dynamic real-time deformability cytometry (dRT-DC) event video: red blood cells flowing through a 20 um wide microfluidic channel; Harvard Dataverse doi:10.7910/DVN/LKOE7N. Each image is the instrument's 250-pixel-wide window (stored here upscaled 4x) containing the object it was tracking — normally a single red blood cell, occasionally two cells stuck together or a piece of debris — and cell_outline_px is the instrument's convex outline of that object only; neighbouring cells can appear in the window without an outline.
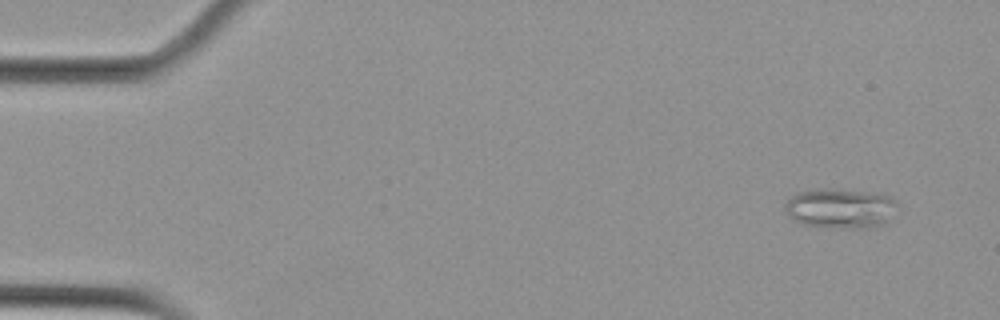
{"species": "Egyptian fruit bat (a non-hibernating species)", "species_latin": "Rousettus aegyptiacus", "temperature_condition": "cold", "stored_images_in_passage": 6, "camera_frame_rate_fps": 3000, "um_per_image_px": 0.085, "animal": {"sex": "female"}, "frame": {"image": 1, "passage_image": 1, "time_ms": 0.0, "image_size_px": [1000, 320], "cell_outline_px": [[896, 204], [888, 220], [884, 224], [868, 228], [844, 228], [804, 224], [796, 220], [784, 208], [784, 204], [788, 196], [800, 192], [864, 192], [888, 196], [896, 200]], "centroid_in_image_um": [71.44, 17.76], "position_along_channel_um": 13.6, "area_um2": 24.57}}